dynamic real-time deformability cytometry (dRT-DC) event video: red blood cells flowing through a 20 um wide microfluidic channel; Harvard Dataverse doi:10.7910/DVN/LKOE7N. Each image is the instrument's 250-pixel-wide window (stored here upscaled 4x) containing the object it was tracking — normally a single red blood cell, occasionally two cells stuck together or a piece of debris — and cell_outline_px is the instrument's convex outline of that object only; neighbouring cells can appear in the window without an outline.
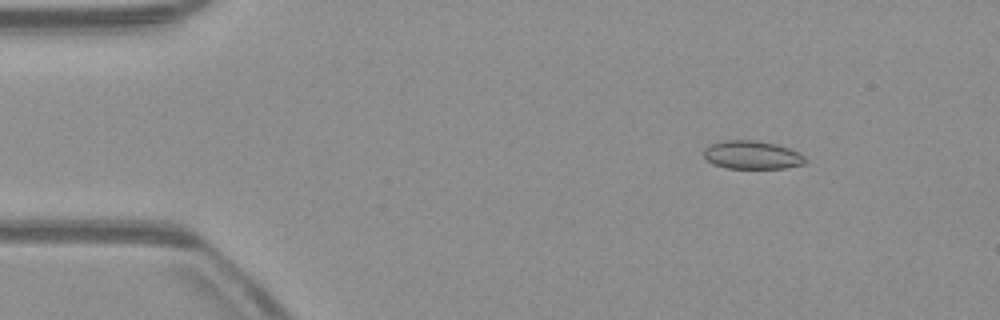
{"species": "common noctule bat (a hibernating species)", "species_latin": "Nyctalus noctula", "temperature_condition": "warm", "stored_images_in_passage": 53, "camera_frame_rate_fps": 3000, "um_per_image_px": 0.085, "animal": {"sex": "male", "body_mass_g": 23.1, "forearm_length_mm": 52.7}, "frame": {"image": 1, "passage_image": 7, "time_ms": 2.0, "image_size_px": [1000, 320], "cell_outline_px": [[808, 164], [784, 168], [728, 168], [712, 164], [704, 156], [704, 148], [708, 144], [724, 140], [756, 140], [776, 144], [800, 152], [808, 160]], "centroid_in_image_um": [63.96, 13.17], "position_along_channel_um": 21.0, "area_um2": 16.99}}
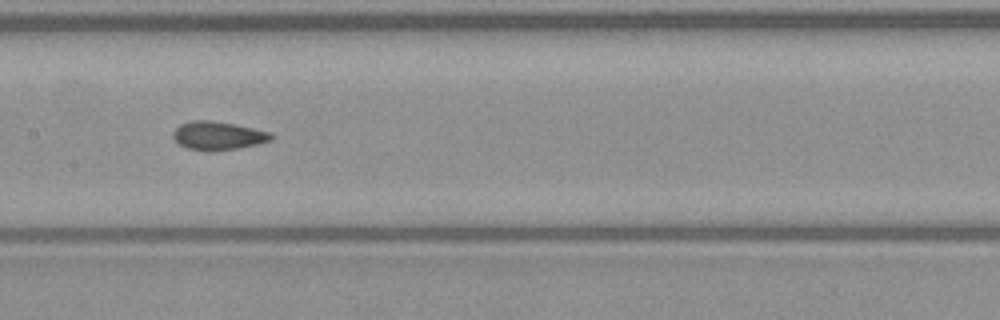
{"frame": {"image": 2, "passage_image": 26, "time_ms": 8.333, "image_size_px": [1000, 320], "cell_outline_px": [[272, 140], [240, 148], [212, 152], [208, 152], [188, 148], [180, 144], [172, 136], [172, 132], [180, 124], [192, 120], [208, 120], [232, 124], [252, 128], [268, 132], [272, 136]], "centroid_in_image_um": [18.49, 11.55], "position_along_channel_um": 188.9, "area_um2": 16.13}}
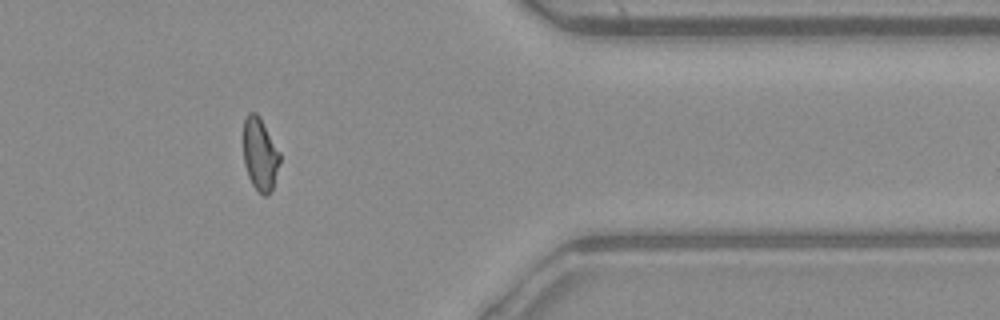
{"frame": {"image": 3, "passage_image": 43, "time_ms": 14.0, "image_size_px": [1000, 320], "cell_outline_px": [[280, 160], [272, 188], [268, 196], [264, 196], [252, 184], [248, 176], [244, 164], [244, 120], [248, 112], [256, 112], [260, 116], [280, 152]], "centroid_in_image_um": [22.1, 13.08], "position_along_channel_um": 389.3, "area_um2": 15.37}, "authors_computed_cell_mechanics": {"area_um2": 16.2996, "velocity_mm_per_s": 3.9486, "shape_relaxation_time_tau1_ms": null, "shape_relaxation_time_tau2_ms": 1.1547, "deformation_change_tau1": null, "deformation_change_tau2": 0.057}}